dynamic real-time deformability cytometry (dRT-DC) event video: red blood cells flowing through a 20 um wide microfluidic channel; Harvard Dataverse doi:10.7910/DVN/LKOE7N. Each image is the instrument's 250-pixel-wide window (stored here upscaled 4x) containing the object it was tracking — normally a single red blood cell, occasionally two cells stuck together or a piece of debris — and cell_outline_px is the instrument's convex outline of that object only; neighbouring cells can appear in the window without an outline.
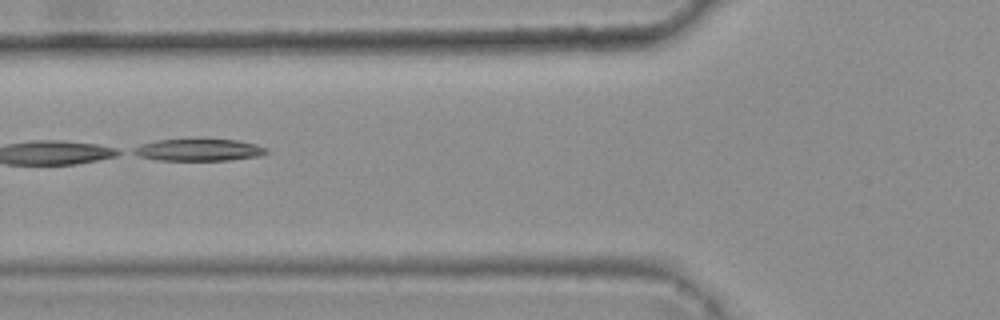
{"species": "common noctule bat (a hibernating species)", "species_latin": "Nyctalus noctula", "temperature_condition": "warm", "stored_images_in_passage": 6, "camera_frame_rate_fps": 3000, "um_per_image_px": 0.085, "animal": {"sex": "female", "body_mass_g": 25.1}, "frame": {"image": 1, "passage_image": 6, "time_ms": 1.667, "image_size_px": [1000, 320], "cell_outline_px": [[268, 152], [260, 156], [228, 160], [156, 160], [140, 156], [132, 152], [132, 148], [140, 144], [156, 140], [200, 136], [240, 140], [256, 144], [268, 148]], "centroid_in_image_um": [16.9, 12.68], "position_along_channel_um": 108.9, "area_um2": 18.15}}